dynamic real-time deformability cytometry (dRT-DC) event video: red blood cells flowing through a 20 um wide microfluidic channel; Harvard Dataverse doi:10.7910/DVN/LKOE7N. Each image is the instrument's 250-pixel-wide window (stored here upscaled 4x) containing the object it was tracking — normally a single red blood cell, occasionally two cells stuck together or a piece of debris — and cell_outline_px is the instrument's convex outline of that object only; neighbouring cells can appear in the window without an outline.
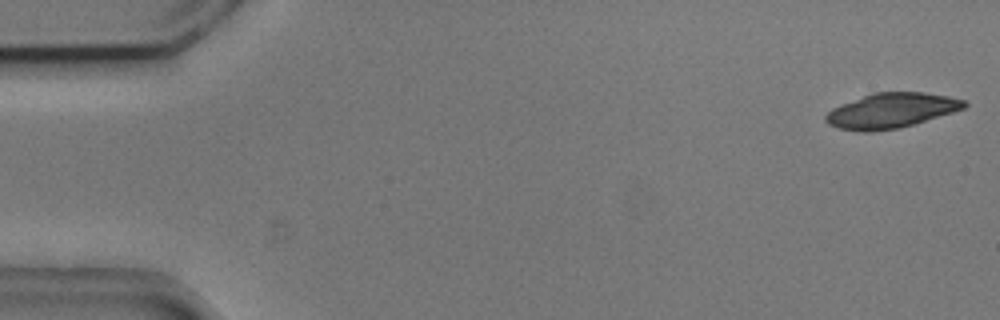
{"species": "common noctule bat (a hibernating species)", "species_latin": "Nyctalus noctula", "temperature_condition": "cold", "stored_images_in_passage": 28, "camera_frame_rate_fps": 3000, "um_per_image_px": 0.085, "animal": {"sex": "male", "body_mass_g": 20.5, "forearm_length_mm": 52.5}, "frame": {"image": 1, "passage_image": 1, "time_ms": 0.0, "image_size_px": [1000, 320], "cell_outline_px": [[968, 104], [964, 108], [952, 112], [900, 128], [872, 132], [864, 132], [840, 128], [828, 124], [824, 120], [824, 116], [832, 108], [872, 92], [920, 92], [948, 96], [964, 100]], "centroid_in_image_um": [75.72, 9.4], "position_along_channel_um": 9.3, "area_um2": 28.03}}
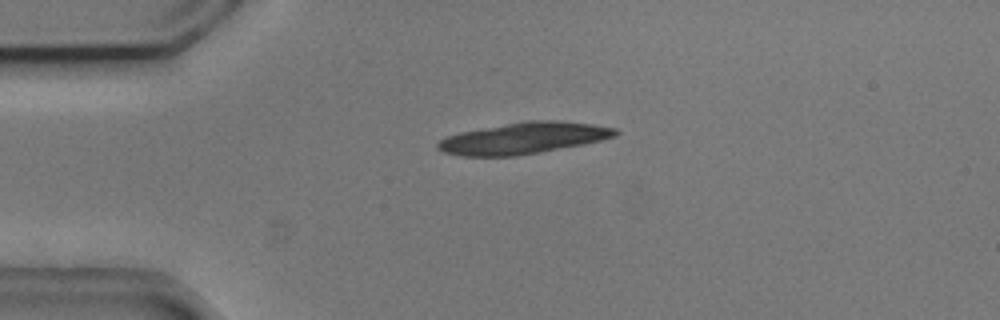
{"frame": {"image": 2, "passage_image": 12, "time_ms": 3.667, "image_size_px": [1000, 320], "cell_outline_px": [[620, 132], [616, 136], [584, 144], [540, 152], [516, 156], [460, 156], [444, 152], [436, 148], [436, 144], [440, 140], [448, 136], [460, 132], [528, 120], [556, 120], [592, 124], [616, 128]], "centroid_in_image_um": [44.51, 11.75], "position_along_channel_um": 40.5, "area_um2": 32.37}}